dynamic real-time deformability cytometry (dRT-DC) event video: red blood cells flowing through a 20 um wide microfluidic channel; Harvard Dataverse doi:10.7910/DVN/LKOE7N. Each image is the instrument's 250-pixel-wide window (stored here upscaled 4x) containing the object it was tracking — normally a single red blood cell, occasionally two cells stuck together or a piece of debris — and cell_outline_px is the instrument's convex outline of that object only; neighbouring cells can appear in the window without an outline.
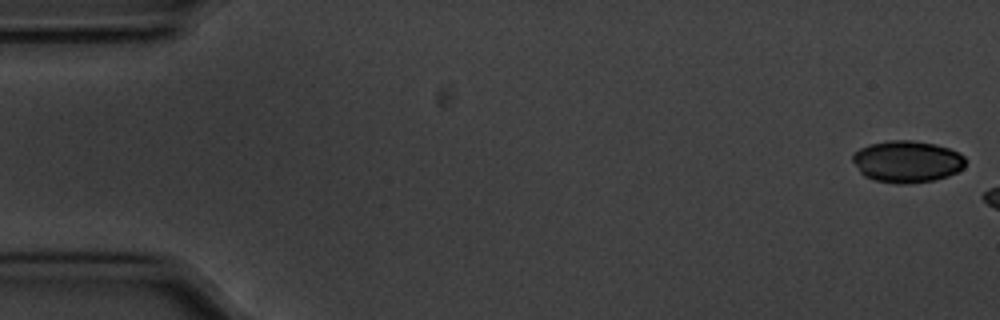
{"species": "common noctule bat (a hibernating species)", "species_latin": "Nyctalus noctula", "temperature_condition": "cold", "stored_images_in_passage": 7, "camera_frame_rate_fps": 3000, "um_per_image_px": 0.085, "animal": {"sex": "male", "body_mass_g": 20.1, "forearm_length_mm": 53.5}, "frame": {"image": 1, "passage_image": 1, "time_ms": 0.0, "image_size_px": [1000, 320], "cell_outline_px": [[968, 160], [964, 168], [948, 176], [932, 180], [908, 184], [896, 184], [872, 180], [864, 176], [860, 172], [852, 160], [852, 156], [860, 148], [868, 144], [892, 140], [912, 140], [936, 144], [960, 152]], "centroid_in_image_um": [77.12, 13.73], "position_along_channel_um": 7.9, "area_um2": 27.8}}